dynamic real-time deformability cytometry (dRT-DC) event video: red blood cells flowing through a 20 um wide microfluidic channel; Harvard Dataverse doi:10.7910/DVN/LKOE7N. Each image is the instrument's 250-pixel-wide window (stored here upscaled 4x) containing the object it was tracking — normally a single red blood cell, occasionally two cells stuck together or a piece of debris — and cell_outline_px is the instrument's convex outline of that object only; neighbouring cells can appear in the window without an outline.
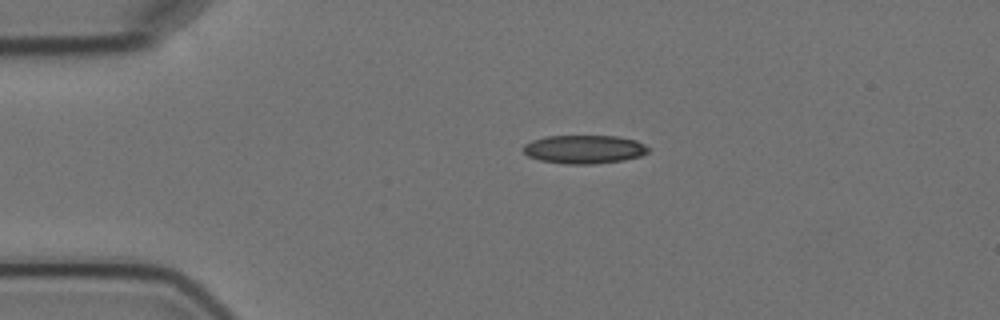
{"species": "Egyptian fruit bat (a non-hibernating species)", "species_latin": "Rousettus aegyptiacus", "temperature_condition": "cold", "stored_images_in_passage": 2, "camera_frame_rate_fps": 3000, "um_per_image_px": 0.085, "animal": {"sex": "female"}, "frame": {"image": 1, "passage_image": 1, "time_ms": 0.0, "image_size_px": [1000, 320], "cell_outline_px": [[648, 152], [640, 156], [624, 160], [592, 164], [564, 164], [540, 160], [528, 156], [520, 148], [524, 144], [532, 140], [544, 136], [616, 136], [636, 140], [644, 144], [648, 148]], "centroid_in_image_um": [49.61, 12.69], "position_along_channel_um": 35.4, "area_um2": 20.87}}